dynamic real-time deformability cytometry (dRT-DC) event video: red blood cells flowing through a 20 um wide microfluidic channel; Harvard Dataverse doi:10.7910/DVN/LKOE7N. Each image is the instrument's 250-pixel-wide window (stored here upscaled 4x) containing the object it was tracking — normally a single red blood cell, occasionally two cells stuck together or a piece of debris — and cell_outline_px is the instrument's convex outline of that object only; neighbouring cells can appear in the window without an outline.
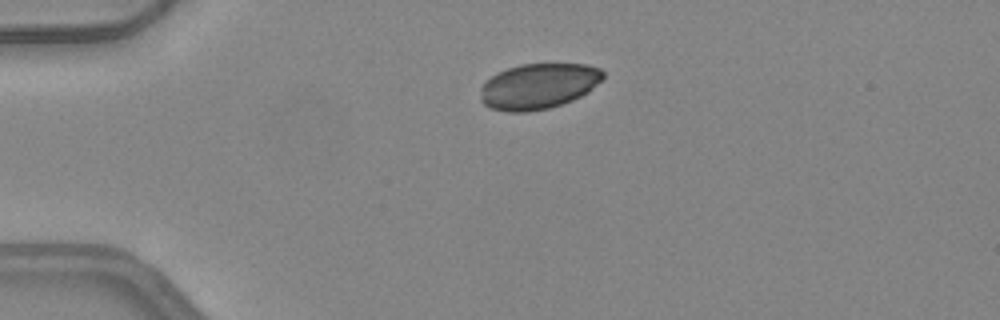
{"species": "common noctule bat (a hibernating species)", "species_latin": "Nyctalus noctula", "temperature_condition": "warm", "stored_images_in_passage": 32, "camera_frame_rate_fps": 3000, "um_per_image_px": 0.085, "animal": {"sex": "female", "body_mass_g": 24.6, "forearm_length_mm": 56.2}, "frame": {"image": 1, "passage_image": 1, "time_ms": 0.0, "image_size_px": [1000, 320], "cell_outline_px": [[604, 76], [588, 92], [572, 100], [548, 108], [528, 112], [508, 112], [492, 108], [484, 104], [480, 100], [480, 88], [496, 72], [520, 64], [584, 64], [600, 68], [604, 72]], "centroid_in_image_um": [45.75, 7.32], "position_along_channel_um": 39.3, "area_um2": 32.43}}
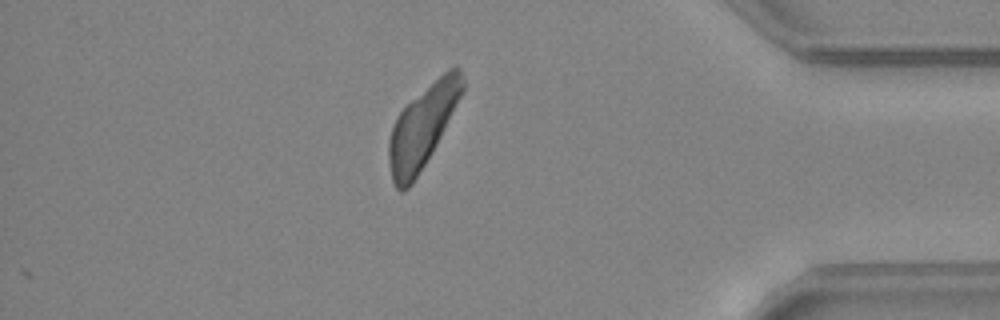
{"frame": {"image": 2, "passage_image": 32, "time_ms": 10.333, "image_size_px": [1000, 320], "cell_outline_px": [[464, 88], [432, 152], [412, 184], [404, 192], [400, 192], [396, 188], [392, 180], [388, 160], [388, 140], [396, 116], [412, 100], [448, 68], [460, 68], [464, 80]], "centroid_in_image_um": [35.87, 10.81], "position_along_channel_um": 399.3, "area_um2": 34.39}}